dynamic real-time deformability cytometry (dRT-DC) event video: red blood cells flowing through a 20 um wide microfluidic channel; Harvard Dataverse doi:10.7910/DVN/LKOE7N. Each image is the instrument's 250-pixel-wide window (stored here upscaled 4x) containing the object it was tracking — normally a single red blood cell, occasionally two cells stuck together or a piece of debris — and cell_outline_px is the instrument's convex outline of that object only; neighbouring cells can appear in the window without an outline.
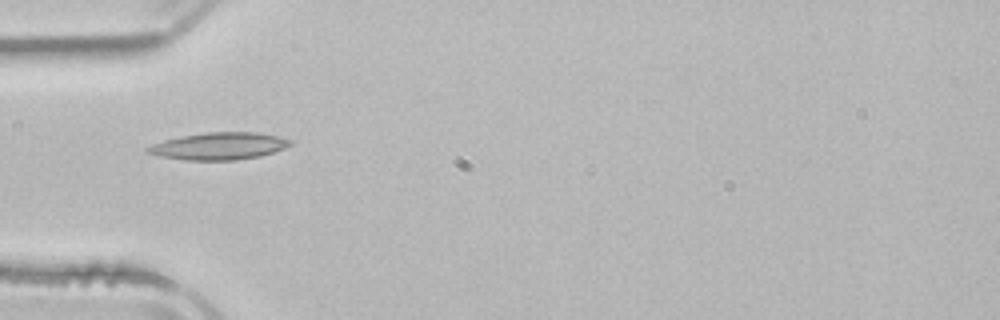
{"species": "common noctule bat (a hibernating species)", "species_latin": "Nyctalus noctula", "temperature_condition": "room temperature", "stored_images_in_passage": 3, "camera_frame_rate_fps": 3000, "um_per_image_px": 0.085, "animal": {"sex": "male", "body_mass_g": 21.5, "forearm_length_mm": 52.0}, "frame": {"image": 1, "passage_image": 3, "time_ms": 2.333, "image_size_px": [1000, 320], "cell_outline_px": [[292, 144], [284, 148], [260, 156], [236, 160], [184, 160], [160, 156], [144, 152], [144, 148], [152, 144], [164, 140], [180, 136], [208, 132], [260, 132], [292, 140]], "centroid_in_image_um": [18.58, 12.41], "position_along_channel_um": 66.4, "area_um2": 22.66}}